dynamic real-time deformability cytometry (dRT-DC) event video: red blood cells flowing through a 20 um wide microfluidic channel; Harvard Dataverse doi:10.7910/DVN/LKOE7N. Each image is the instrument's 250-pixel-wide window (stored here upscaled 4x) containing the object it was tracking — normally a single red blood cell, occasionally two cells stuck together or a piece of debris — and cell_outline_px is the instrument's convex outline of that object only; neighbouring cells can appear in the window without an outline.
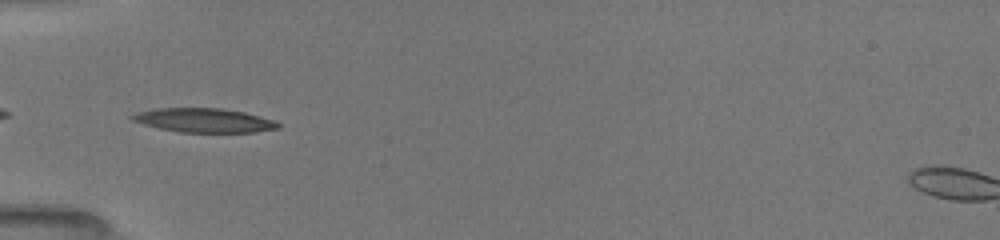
{"species": "common noctule bat (a hibernating species)", "species_latin": "Nyctalus noctula", "temperature_condition": "room temperature", "stored_images_in_passage": 38, "camera_frame_rate_fps": 3000, "um_per_image_px": 0.085, "animal": {"sex": "female", "body_mass_g": 19.5, "forearm_length_mm": 54.1}, "frame": {"image": 1, "passage_image": 1, "time_ms": 0.0, "image_size_px": [1000, 240], "cell_outline_px": [[280, 128], [256, 132], [180, 132], [160, 128], [144, 124], [132, 120], [128, 116], [136, 112], [156, 108], [220, 108], [244, 112], [272, 120], [280, 124]], "centroid_in_image_um": [17.31, 10.22], "position_along_channel_um": 67.7, "area_um2": 20.35}}
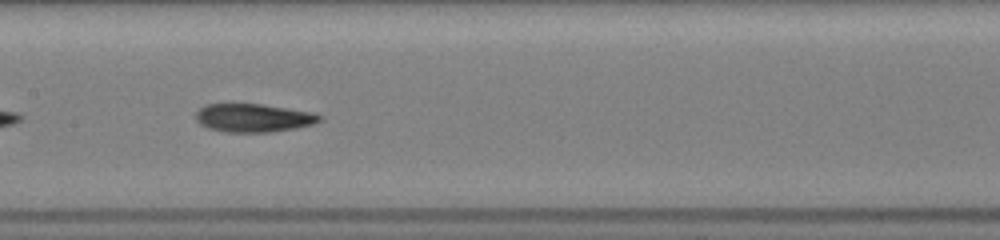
{"frame": {"image": 2, "passage_image": 17, "time_ms": 3.0, "image_size_px": [1000, 240], "cell_outline_px": [[324, 120], [316, 124], [296, 128], [272, 132], [224, 132], [208, 128], [200, 124], [196, 120], [196, 112], [204, 104], [260, 104], [312, 112], [324, 116]], "centroid_in_image_um": [21.58, 10.03], "position_along_channel_um": 185.8, "area_um2": 20.63}}
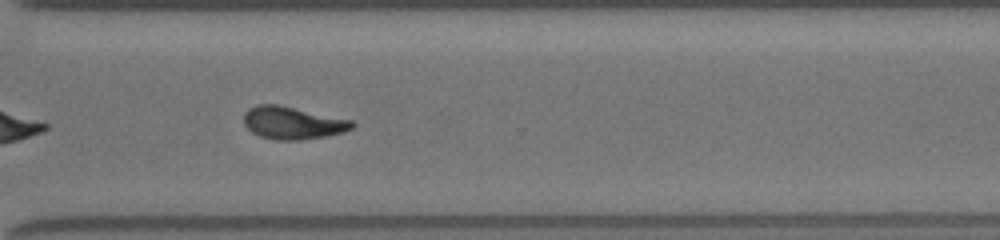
{"frame": {"image": 3, "passage_image": 37, "time_ms": 7.0, "image_size_px": [1000, 240], "cell_outline_px": [[356, 124], [352, 128], [344, 132], [324, 136], [300, 140], [276, 140], [260, 136], [252, 132], [244, 124], [244, 112], [248, 108], [256, 104], [280, 104], [352, 120]], "centroid_in_image_um": [24.86, 10.43], "position_along_channel_um": 345.7, "area_um2": 20.69}}